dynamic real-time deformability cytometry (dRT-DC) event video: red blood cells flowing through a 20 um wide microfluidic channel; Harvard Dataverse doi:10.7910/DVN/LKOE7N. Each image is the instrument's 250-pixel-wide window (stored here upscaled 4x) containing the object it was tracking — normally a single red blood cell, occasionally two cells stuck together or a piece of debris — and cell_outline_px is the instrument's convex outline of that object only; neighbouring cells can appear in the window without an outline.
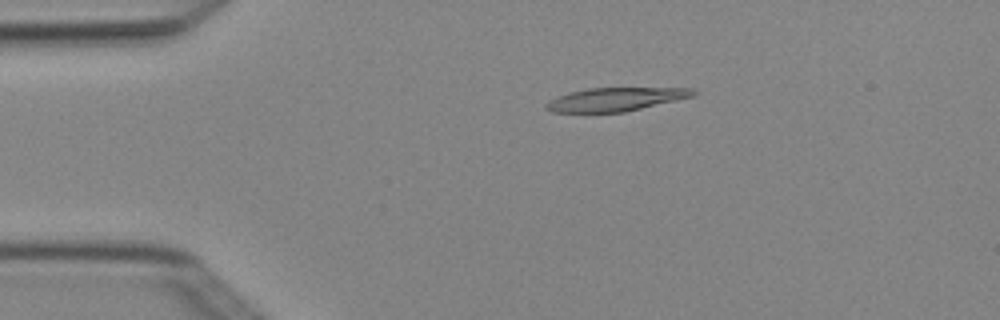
{"species": "Egyptian fruit bat (a non-hibernating species)", "species_latin": "Rousettus aegyptiacus", "temperature_condition": "cold", "stored_images_in_passage": 4, "camera_frame_rate_fps": 3000, "um_per_image_px": 0.085, "animal": {"sex": "female"}, "frame": {"image": 1, "passage_image": 3, "time_ms": 0.667, "image_size_px": [1000, 320], "cell_outline_px": [[696, 92], [692, 96], [624, 112], [552, 112], [544, 108], [544, 104], [568, 92], [588, 88], [692, 88]], "centroid_in_image_um": [52.27, 8.44], "position_along_channel_um": 32.7, "area_um2": 19.71}}